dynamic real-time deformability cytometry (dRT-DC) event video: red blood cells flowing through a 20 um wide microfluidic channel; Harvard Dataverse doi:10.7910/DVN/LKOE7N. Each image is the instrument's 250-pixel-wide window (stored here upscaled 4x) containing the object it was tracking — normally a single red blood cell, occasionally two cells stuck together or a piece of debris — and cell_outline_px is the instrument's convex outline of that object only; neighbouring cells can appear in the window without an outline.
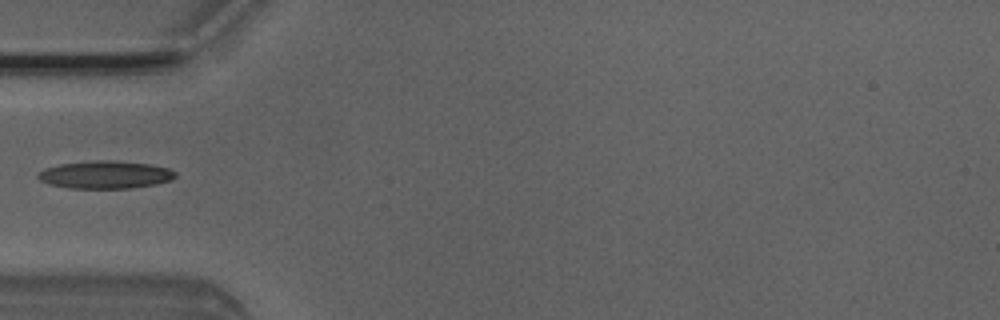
{"species": "Egyptian fruit bat (a non-hibernating species)", "species_latin": "Rousettus aegyptiacus", "temperature_condition": "room temperature", "stored_images_in_passage": 5, "camera_frame_rate_fps": 3000, "um_per_image_px": 0.085, "animal": {"sex": "male"}, "frame": {"image": 1, "passage_image": 5, "time_ms": 1.333, "image_size_px": [1000, 320], "cell_outline_px": [[176, 176], [172, 180], [156, 184], [132, 188], [68, 188], [48, 184], [40, 180], [36, 176], [44, 168], [60, 164], [96, 160], [116, 160], [148, 164], [168, 168], [176, 172]], "centroid_in_image_um": [8.95, 14.85], "position_along_channel_um": 76.1, "area_um2": 22.25}}